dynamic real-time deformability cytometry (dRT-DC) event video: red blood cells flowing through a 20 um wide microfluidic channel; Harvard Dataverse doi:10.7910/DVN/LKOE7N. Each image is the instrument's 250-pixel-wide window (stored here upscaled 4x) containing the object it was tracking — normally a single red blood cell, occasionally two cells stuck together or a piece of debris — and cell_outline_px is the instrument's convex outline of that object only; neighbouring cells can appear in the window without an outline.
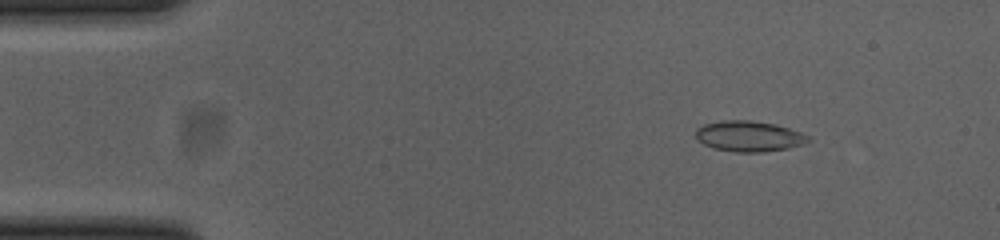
{"species": "common noctule bat (a hibernating species)", "species_latin": "Nyctalus noctula", "temperature_condition": "cold", "stored_images_in_passage": 53, "camera_frame_rate_fps": 3000, "um_per_image_px": 0.085, "animal": {"sex": "female", "body_mass_g": 23.0, "forearm_length_mm": 53.4}, "frame": {"image": 1, "passage_image": 7, "time_ms": 2.0, "image_size_px": [1000, 240], "cell_outline_px": [[812, 140], [804, 144], [788, 148], [764, 152], [736, 152], [712, 148], [696, 140], [696, 128], [704, 124], [720, 120], [748, 120], [776, 124], [800, 132], [808, 136]], "centroid_in_image_um": [63.64, 11.58], "position_along_channel_um": 21.4, "area_um2": 20.23}}
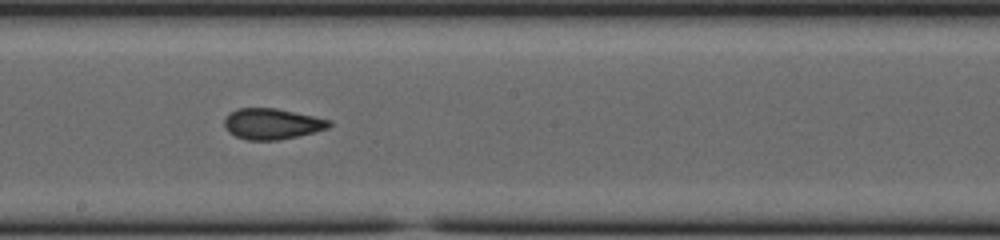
{"frame": {"image": 2, "passage_image": 29, "time_ms": 9.333, "image_size_px": [1000, 240], "cell_outline_px": [[332, 124], [328, 128], [316, 132], [280, 140], [248, 140], [236, 136], [228, 132], [224, 124], [224, 120], [236, 108], [276, 108], [316, 116], [332, 120]], "centroid_in_image_um": [23.17, 10.53], "position_along_channel_um": 225.0, "area_um2": 18.96}}
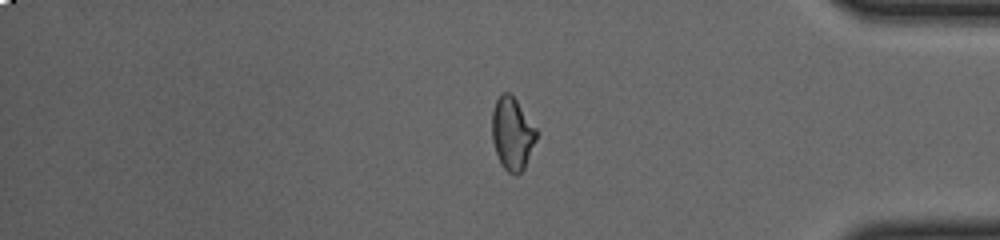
{"frame": {"image": 3, "passage_image": 44, "time_ms": 14.333, "image_size_px": [1000, 240], "cell_outline_px": [[540, 132], [524, 168], [516, 176], [508, 172], [500, 164], [492, 140], [492, 112], [496, 100], [500, 92], [508, 92], [516, 100]], "centroid_in_image_um": [43.55, 11.36], "position_along_channel_um": 391.6, "area_um2": 19.02}, "authors_computed_cell_mechanics": {"area_um2": 19.363, "velocity_mm_per_s": 3.8573, "shape_relaxation_time_tau1_ms": 5.1098, "shape_relaxation_time_tau2_ms": 1.8407, "deformation_change_tau1": 0.1119, "deformation_change_tau2": 0.0625}}